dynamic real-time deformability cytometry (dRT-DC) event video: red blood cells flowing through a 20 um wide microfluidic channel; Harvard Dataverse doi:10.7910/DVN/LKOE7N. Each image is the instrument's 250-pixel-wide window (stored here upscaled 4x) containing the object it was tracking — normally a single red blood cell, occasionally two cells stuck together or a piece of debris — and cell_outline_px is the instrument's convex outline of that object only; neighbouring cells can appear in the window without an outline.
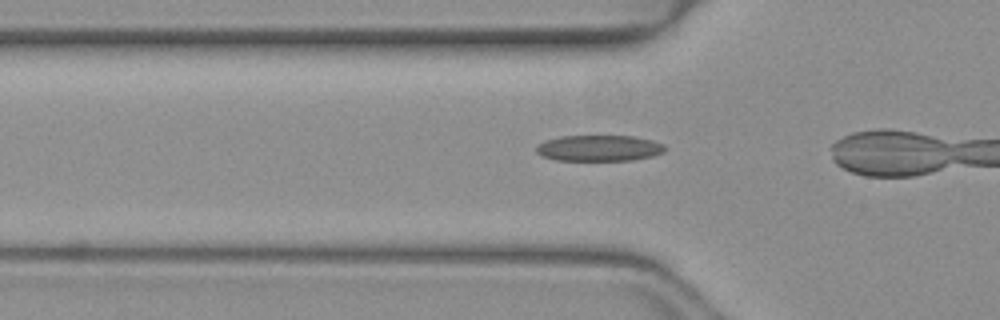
{"species": "common noctule bat (a hibernating species)", "species_latin": "Nyctalus noctula", "temperature_condition": "warm", "stored_images_in_passage": 9, "camera_frame_rate_fps": 3000, "um_per_image_px": 0.085, "animal": {"sex": "female", "body_mass_g": 19.3, "forearm_length_mm": 54.1}, "frame": {"image": 1, "passage_image": 7, "time_ms": 2.0, "image_size_px": [1000, 320], "cell_outline_px": [[668, 148], [664, 152], [652, 156], [632, 160], [556, 160], [540, 156], [536, 152], [536, 148], [544, 140], [560, 136], [632, 136], [652, 140], [664, 144]], "centroid_in_image_um": [50.93, 12.59], "position_along_channel_um": 74.9, "area_um2": 19.59}}